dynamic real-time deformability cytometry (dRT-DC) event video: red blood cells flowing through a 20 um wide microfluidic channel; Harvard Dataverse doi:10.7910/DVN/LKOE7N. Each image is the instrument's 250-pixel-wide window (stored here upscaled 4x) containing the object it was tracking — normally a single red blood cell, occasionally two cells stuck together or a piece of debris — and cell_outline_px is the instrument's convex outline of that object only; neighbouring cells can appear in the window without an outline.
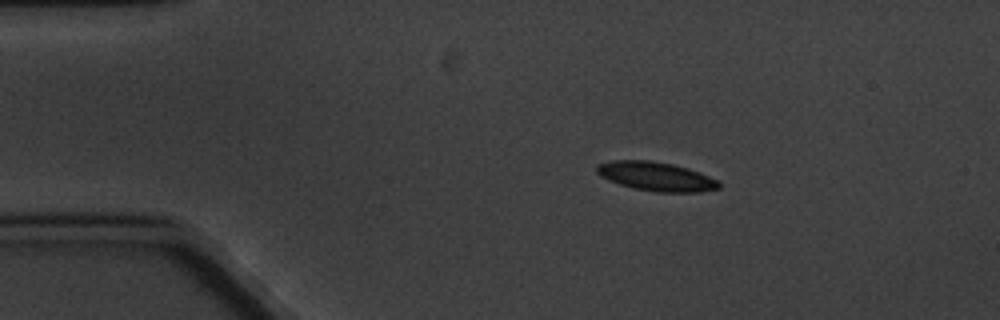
{"species": "common noctule bat (a hibernating species)", "species_latin": "Nyctalus noctula", "temperature_condition": "cold", "stored_images_in_passage": 4, "camera_frame_rate_fps": 3000, "um_per_image_px": 0.085, "animal": {"sex": "male", "body_mass_g": 20.1, "forearm_length_mm": 53.5}, "frame": {"image": 1, "passage_image": 2, "time_ms": 1.333, "image_size_px": [1000, 320], "cell_outline_px": [[720, 188], [700, 192], [656, 192], [636, 188], [620, 184], [608, 180], [600, 176], [596, 172], [596, 164], [612, 160], [652, 160], [672, 164], [688, 168], [700, 172], [720, 180]], "centroid_in_image_um": [55.79, 14.99], "position_along_channel_um": 29.2, "area_um2": 20.81}}